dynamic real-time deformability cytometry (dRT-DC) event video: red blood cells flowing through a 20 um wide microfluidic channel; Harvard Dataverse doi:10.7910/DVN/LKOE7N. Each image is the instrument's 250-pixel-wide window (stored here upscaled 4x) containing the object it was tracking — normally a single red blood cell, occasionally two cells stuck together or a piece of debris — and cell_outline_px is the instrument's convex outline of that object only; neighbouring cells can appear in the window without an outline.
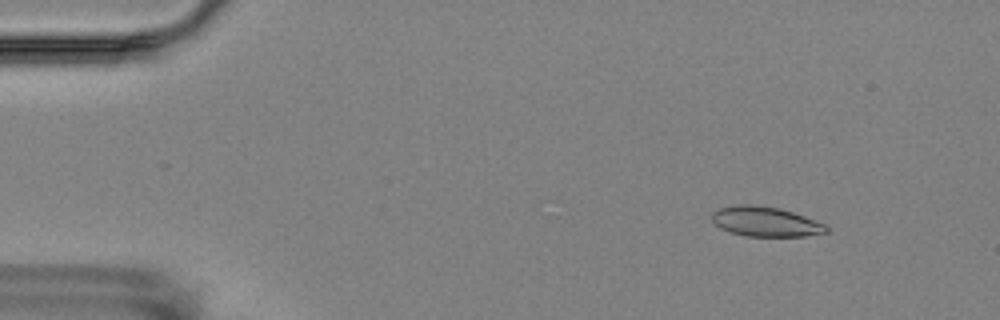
{"species": "Egyptian fruit bat (a non-hibernating species)", "species_latin": "Rousettus aegyptiacus", "temperature_condition": "room temperature", "stored_images_in_passage": 4, "camera_frame_rate_fps": 3000, "um_per_image_px": 0.085, "animal": {"sex": "female"}, "frame": {"image": 1, "passage_image": 2, "time_ms": 1.333, "image_size_px": [1000, 320], "cell_outline_px": [[828, 232], [808, 236], [748, 236], [728, 232], [720, 228], [712, 220], [712, 212], [720, 208], [736, 204], [752, 204], [780, 208], [804, 216], [824, 224], [828, 228]], "centroid_in_image_um": [65.05, 18.83], "position_along_channel_um": 20.0, "area_um2": 19.88}}